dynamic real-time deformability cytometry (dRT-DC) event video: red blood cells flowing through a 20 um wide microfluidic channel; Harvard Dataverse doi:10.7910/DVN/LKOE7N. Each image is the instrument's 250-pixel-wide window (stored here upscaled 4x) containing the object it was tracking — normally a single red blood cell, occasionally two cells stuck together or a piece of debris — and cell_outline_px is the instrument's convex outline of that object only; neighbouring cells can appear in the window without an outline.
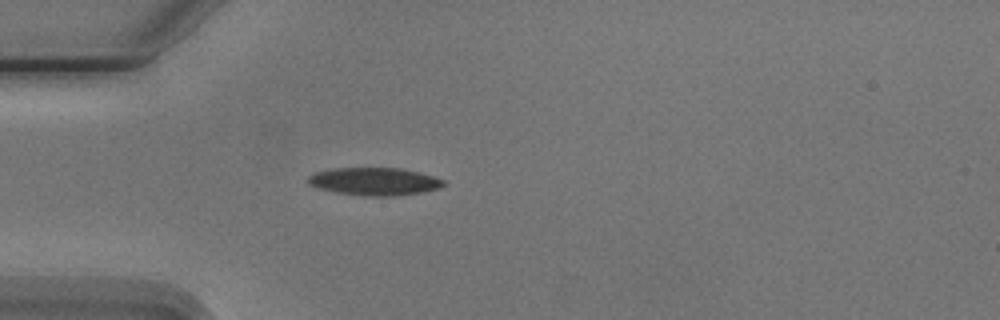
{"species": "Egyptian fruit bat (a non-hibernating species)", "species_latin": "Rousettus aegyptiacus", "temperature_condition": "cold", "stored_images_in_passage": 5, "camera_frame_rate_fps": 3000, "um_per_image_px": 0.085, "animal": {"sex": "male"}, "frame": {"image": 1, "passage_image": 5, "time_ms": 5.0, "image_size_px": [1000, 320], "cell_outline_px": [[444, 184], [436, 188], [420, 192], [392, 196], [364, 196], [336, 192], [320, 188], [308, 184], [308, 176], [316, 172], [336, 168], [400, 168], [432, 176], [444, 180]], "centroid_in_image_um": [31.78, 15.42], "position_along_channel_um": 53.2, "area_um2": 21.44}}